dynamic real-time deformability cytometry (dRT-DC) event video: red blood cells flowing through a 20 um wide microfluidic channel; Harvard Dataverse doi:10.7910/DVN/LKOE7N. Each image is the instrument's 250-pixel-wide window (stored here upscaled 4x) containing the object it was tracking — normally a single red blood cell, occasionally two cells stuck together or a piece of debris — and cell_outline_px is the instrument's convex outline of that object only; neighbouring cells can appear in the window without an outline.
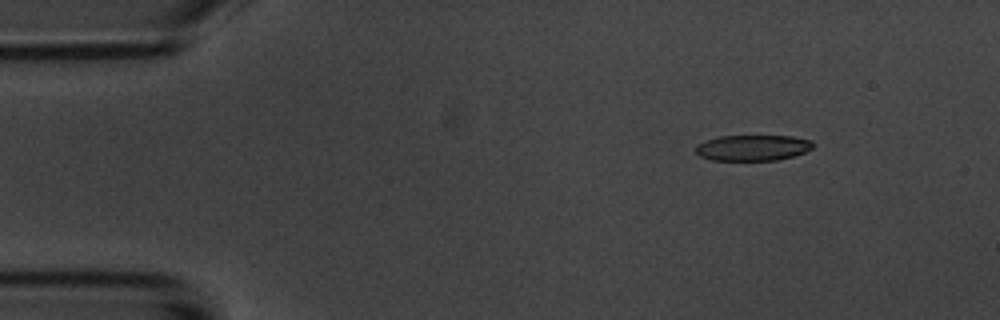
{"species": "common noctule bat (a hibernating species)", "species_latin": "Nyctalus noctula", "temperature_condition": "room temperature", "stored_images_in_passage": 4, "camera_frame_rate_fps": 3000, "um_per_image_px": 0.085, "animal": {"sex": "male", "body_mass_g": 20.1, "forearm_length_mm": 53.5}, "frame": {"image": 1, "passage_image": 2, "time_ms": 1.0, "image_size_px": [1000, 320], "cell_outline_px": [[816, 144], [812, 148], [804, 152], [792, 156], [776, 160], [712, 160], [700, 156], [696, 152], [696, 144], [720, 136], [792, 136], [812, 140]], "centroid_in_image_um": [64.01, 12.55], "position_along_channel_um": 21.0, "area_um2": 17.57}}